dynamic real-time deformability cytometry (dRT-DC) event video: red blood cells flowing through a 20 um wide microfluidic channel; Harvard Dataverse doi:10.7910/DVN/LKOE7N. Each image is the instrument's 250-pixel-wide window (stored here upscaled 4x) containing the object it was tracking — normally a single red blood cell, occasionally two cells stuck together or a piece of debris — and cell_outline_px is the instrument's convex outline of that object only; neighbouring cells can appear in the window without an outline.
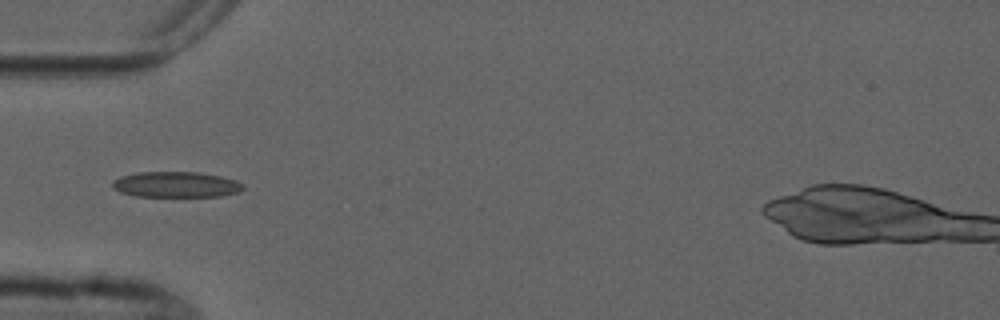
{"species": "common noctule bat (a hibernating species)", "species_latin": "Nyctalus noctula", "temperature_condition": "cold", "stored_images_in_passage": 6, "camera_frame_rate_fps": 3000, "um_per_image_px": 0.085, "animal": {"sex": "male", "forearm_length_mm": 52.5}, "frame": {"image": 1, "passage_image": 5, "time_ms": 4.667, "image_size_px": [1000, 320], "cell_outline_px": [[244, 188], [240, 192], [224, 196], [136, 196], [120, 192], [112, 188], [112, 180], [120, 176], [140, 172], [196, 172], [220, 176], [236, 180], [244, 184]], "centroid_in_image_um": [14.97, 15.69], "position_along_channel_um": 70.0, "area_um2": 19.65}}
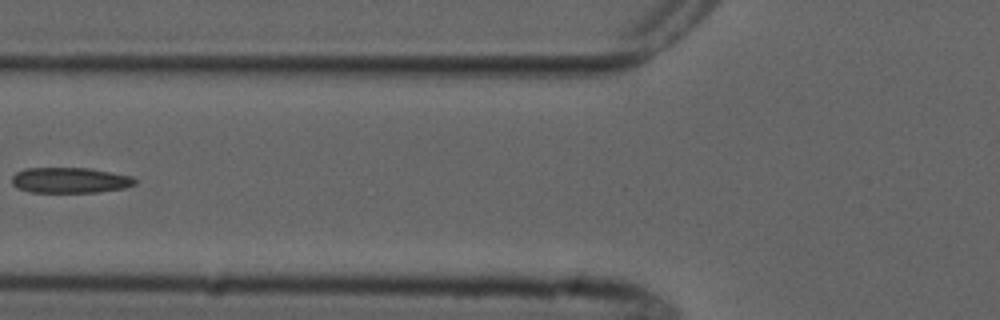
{"frame": {"image": 2, "passage_image": 6, "time_ms": 6.0, "image_size_px": [1000, 320], "cell_outline_px": [[136, 184], [124, 188], [96, 192], [28, 192], [16, 188], [12, 184], [12, 176], [16, 172], [24, 168], [88, 168], [112, 172], [132, 176], [136, 180]], "centroid_in_image_um": [5.92, 15.32], "position_along_channel_um": 119.9, "area_um2": 18.44}}